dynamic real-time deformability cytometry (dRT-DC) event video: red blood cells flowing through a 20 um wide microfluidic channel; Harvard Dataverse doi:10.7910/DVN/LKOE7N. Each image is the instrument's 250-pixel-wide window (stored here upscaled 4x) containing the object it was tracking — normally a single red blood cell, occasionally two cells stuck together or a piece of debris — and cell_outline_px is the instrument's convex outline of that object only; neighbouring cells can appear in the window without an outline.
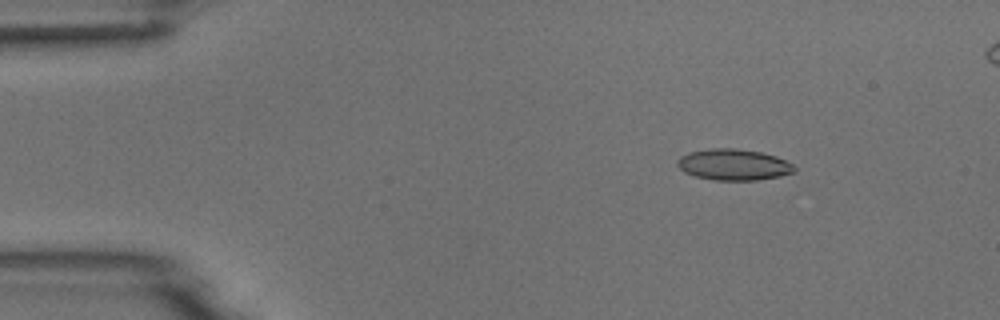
{"species": "common noctule bat (a hibernating species)", "species_latin": "Nyctalus noctula", "temperature_condition": "room temperature", "stored_images_in_passage": 7, "camera_frame_rate_fps": 3000, "um_per_image_px": 0.085, "animal": {"sex": "male", "body_mass_g": 18.8}, "frame": {"image": 1, "passage_image": 3, "time_ms": 2.0, "image_size_px": [1000, 320], "cell_outline_px": [[796, 172], [780, 176], [756, 180], [712, 180], [696, 176], [684, 172], [676, 164], [676, 160], [680, 156], [688, 152], [712, 148], [736, 148], [760, 152], [776, 156], [792, 164], [796, 168]], "centroid_in_image_um": [62.34, 13.99], "position_along_channel_um": 22.7, "area_um2": 21.33}}